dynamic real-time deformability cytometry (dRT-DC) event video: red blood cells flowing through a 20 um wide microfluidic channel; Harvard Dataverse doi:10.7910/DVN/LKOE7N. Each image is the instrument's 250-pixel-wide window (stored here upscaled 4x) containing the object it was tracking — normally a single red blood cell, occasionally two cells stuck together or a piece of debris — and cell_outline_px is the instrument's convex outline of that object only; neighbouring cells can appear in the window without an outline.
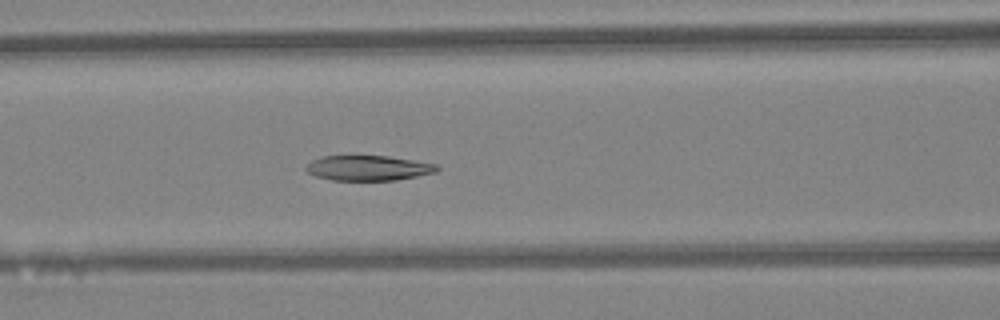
{"species": "Egyptian fruit bat (a non-hibernating species)", "species_latin": "Rousettus aegyptiacus", "temperature_condition": "warm", "stored_images_in_passage": 45, "camera_frame_rate_fps": 3000, "um_per_image_px": 0.085, "animal": {"sex": "female"}, "frame": {"image": 1, "passage_image": 19, "time_ms": 6.0, "image_size_px": [1000, 320], "cell_outline_px": [[440, 168], [436, 172], [396, 180], [332, 180], [316, 176], [308, 172], [304, 168], [312, 160], [320, 156], [388, 156], [436, 164]], "centroid_in_image_um": [31.28, 14.28], "position_along_channel_um": 135.3, "area_um2": 19.02}}
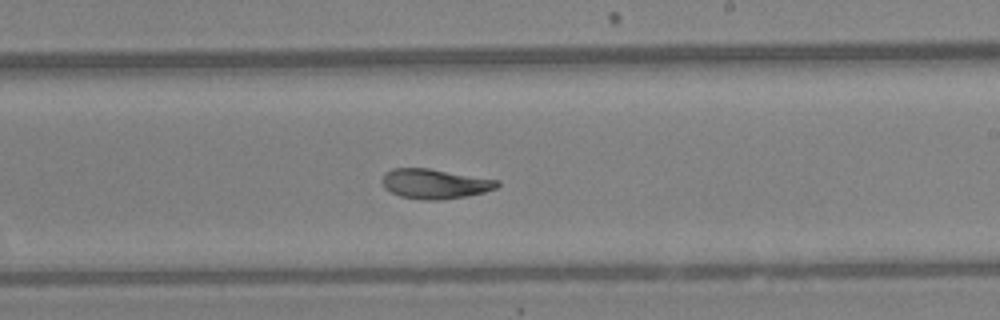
{"frame": {"image": 2, "passage_image": 27, "time_ms": 8.667, "image_size_px": [1000, 320], "cell_outline_px": [[500, 184], [496, 188], [484, 192], [464, 196], [440, 200], [420, 200], [400, 196], [384, 188], [384, 172], [392, 168], [428, 168], [500, 180]], "centroid_in_image_um": [36.97, 15.62], "position_along_channel_um": 252.0, "area_um2": 19.88}}
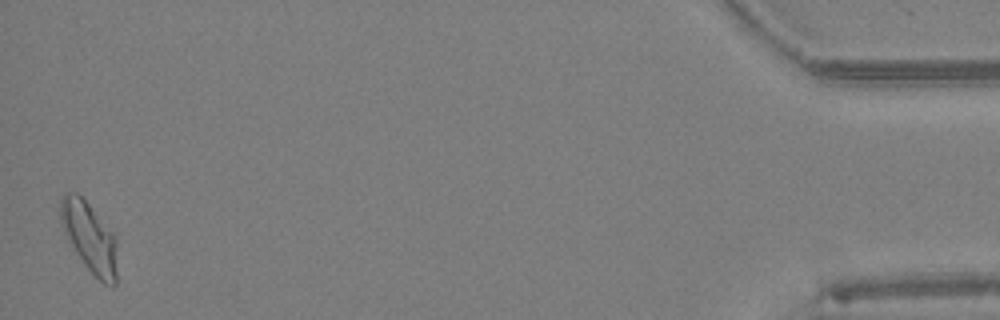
{"frame": {"image": 3, "passage_image": 45, "time_ms": 14.667, "image_size_px": [1000, 320], "cell_outline_px": [[116, 284], [104, 284], [84, 264], [76, 252], [64, 232], [60, 224], [60, 196], [64, 192], [76, 192], [88, 204], [112, 232], [116, 240]], "centroid_in_image_um": [7.57, 20.13], "position_along_channel_um": 427.6, "area_um2": 22.66}, "authors_computed_cell_mechanics": {"area_um2": 20.9814, "velocity_mm_per_s": 4.4247, "shape_relaxation_time_tau1_ms": 4.8298, "shape_relaxation_time_tau2_ms": 2.3224, "deformation_change_tau1": 0.1776, "deformation_change_tau2": 0.0841}}